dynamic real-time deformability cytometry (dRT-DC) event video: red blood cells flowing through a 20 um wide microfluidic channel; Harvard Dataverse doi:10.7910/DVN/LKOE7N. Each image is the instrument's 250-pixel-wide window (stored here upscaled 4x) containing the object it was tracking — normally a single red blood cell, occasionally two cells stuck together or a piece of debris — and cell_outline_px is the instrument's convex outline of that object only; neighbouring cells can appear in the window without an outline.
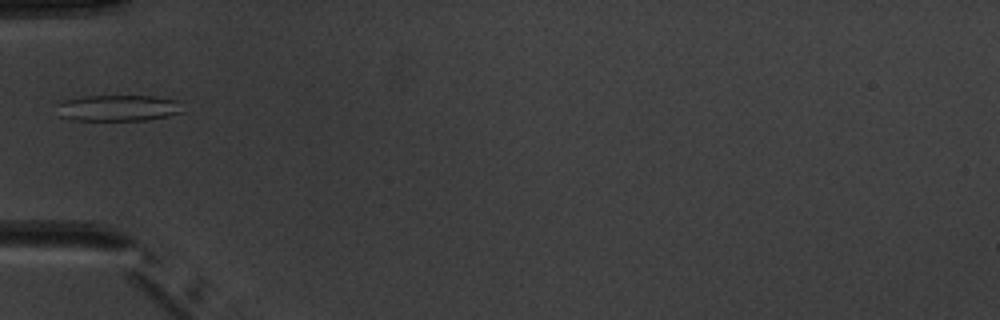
{"species": "common noctule bat (a hibernating species)", "species_latin": "Nyctalus noctula", "temperature_condition": "warm", "stored_images_in_passage": 4, "camera_frame_rate_fps": 3000, "um_per_image_px": 0.085, "animal": {"sex": "male", "body_mass_g": 20.1, "forearm_length_mm": 53.5}, "frame": {"image": 1, "passage_image": 3, "time_ms": 2.333, "image_size_px": [1000, 320], "cell_outline_px": [[184, 112], [144, 120], [72, 120], [60, 116], [56, 104], [64, 100], [84, 96], [156, 96], [176, 100]], "centroid_in_image_um": [10.0, 9.17], "position_along_channel_um": 75.0, "area_um2": 19.07}}